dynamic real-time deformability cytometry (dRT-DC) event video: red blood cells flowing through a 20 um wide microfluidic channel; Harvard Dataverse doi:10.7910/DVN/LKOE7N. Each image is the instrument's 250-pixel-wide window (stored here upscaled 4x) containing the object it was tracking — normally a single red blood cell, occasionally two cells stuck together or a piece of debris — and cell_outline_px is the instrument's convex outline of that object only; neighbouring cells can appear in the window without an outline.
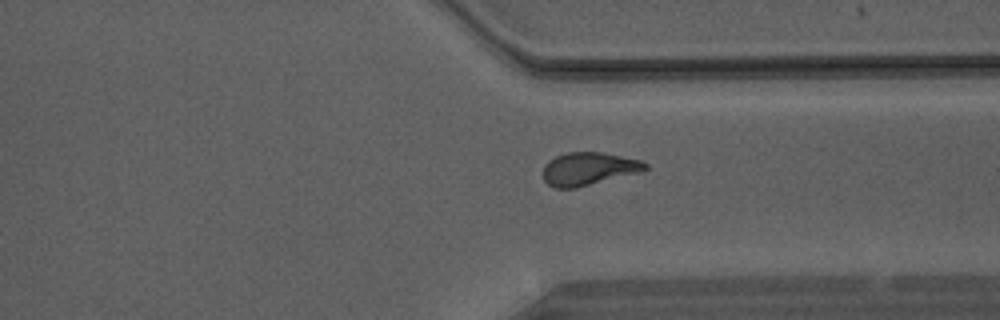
{"species": "Egyptian fruit bat (a non-hibernating species)", "species_latin": "Rousettus aegyptiacus", "temperature_condition": "warm", "stored_images_in_passage": 37, "camera_frame_rate_fps": 3000, "um_per_image_px": 0.085, "animal": {"sex": "male"}, "frame": {"image": 1, "passage_image": 32, "time_ms": 10.333, "image_size_px": [1000, 320], "cell_outline_px": [[648, 168], [640, 172], [576, 188], [556, 188], [548, 184], [544, 180], [544, 164], [548, 160], [556, 156], [568, 152], [600, 152], [640, 160], [648, 164]], "centroid_in_image_um": [50.02, 14.35], "position_along_channel_um": 361.4, "area_um2": 19.48}}